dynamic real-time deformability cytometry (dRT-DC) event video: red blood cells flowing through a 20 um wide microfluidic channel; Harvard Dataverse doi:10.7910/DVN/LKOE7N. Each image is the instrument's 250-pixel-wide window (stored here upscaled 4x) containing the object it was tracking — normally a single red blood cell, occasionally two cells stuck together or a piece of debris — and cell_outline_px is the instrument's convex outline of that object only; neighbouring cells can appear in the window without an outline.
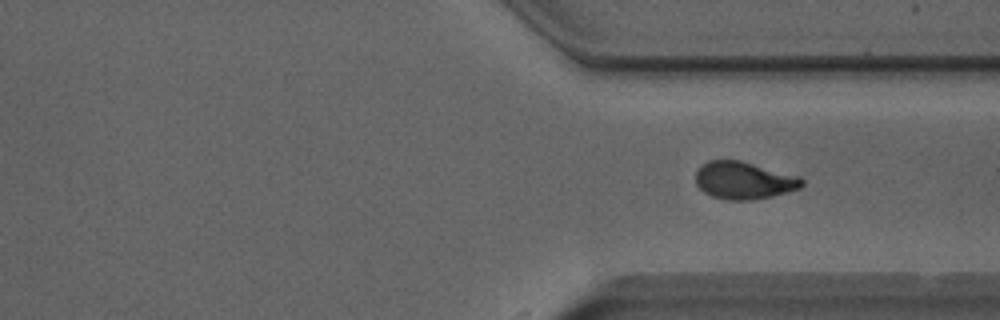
{"species": "Egyptian fruit bat (a non-hibernating species)", "species_latin": "Rousettus aegyptiacus", "temperature_condition": "room temperature", "stored_images_in_passage": 23, "camera_frame_rate_fps": 3000, "um_per_image_px": 0.085, "animal": {"sex": "male"}, "frame": {"image": 1, "passage_image": 23, "time_ms": 7.333, "image_size_px": [1000, 320], "cell_outline_px": [[804, 184], [800, 188], [772, 196], [752, 200], [728, 200], [712, 196], [704, 192], [696, 184], [696, 172], [700, 164], [708, 160], [740, 160], [800, 176], [804, 180]], "centroid_in_image_um": [63.23, 15.32], "position_along_channel_um": 348.2, "area_um2": 23.29}}